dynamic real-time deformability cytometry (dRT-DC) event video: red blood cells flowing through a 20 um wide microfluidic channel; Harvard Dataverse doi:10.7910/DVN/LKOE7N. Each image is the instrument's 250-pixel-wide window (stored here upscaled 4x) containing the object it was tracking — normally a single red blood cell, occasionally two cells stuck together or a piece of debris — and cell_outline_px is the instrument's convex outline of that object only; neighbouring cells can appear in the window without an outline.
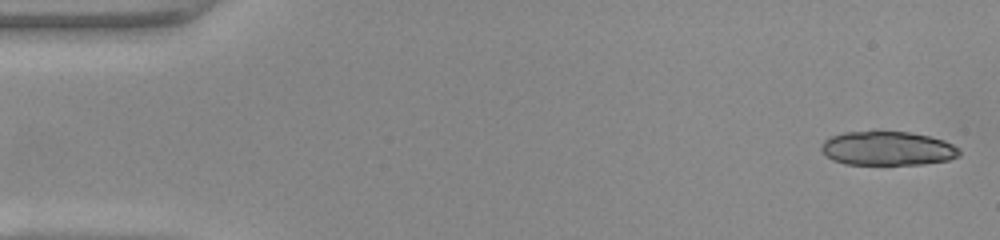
{"species": "common noctule bat (a hibernating species)", "species_latin": "Nyctalus noctula", "temperature_condition": "warm", "stored_images_in_passage": 6, "camera_frame_rate_fps": 3000, "um_per_image_px": 0.085, "animal": {"sex": "female", "body_mass_g": 22.0, "forearm_length_mm": 56.7}, "frame": {"image": 1, "passage_image": 1, "time_ms": 0.0, "image_size_px": [1000, 240], "cell_outline_px": [[960, 156], [948, 160], [924, 164], [844, 164], [832, 160], [820, 148], [820, 144], [824, 140], [832, 136], [844, 132], [872, 128], [880, 128], [908, 132], [928, 136], [944, 140], [960, 148]], "centroid_in_image_um": [75.42, 12.57], "position_along_channel_um": 9.6, "area_um2": 28.32}}